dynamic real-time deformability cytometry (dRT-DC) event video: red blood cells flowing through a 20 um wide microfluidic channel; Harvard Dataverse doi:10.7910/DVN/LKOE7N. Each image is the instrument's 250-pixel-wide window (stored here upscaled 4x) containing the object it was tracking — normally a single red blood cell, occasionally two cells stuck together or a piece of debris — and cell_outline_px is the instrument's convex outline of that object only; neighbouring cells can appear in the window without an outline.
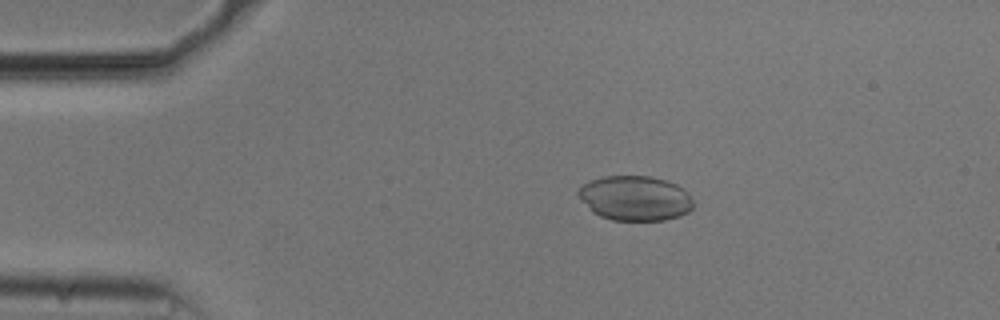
{"species": "common noctule bat (a hibernating species)", "species_latin": "Nyctalus noctula", "temperature_condition": "cold", "stored_images_in_passage": 22, "camera_frame_rate_fps": 3000, "um_per_image_px": 0.085, "animal": {"sex": "male", "body_mass_g": 20.5, "forearm_length_mm": 52.5}, "frame": {"image": 1, "passage_image": 3, "time_ms": 0.667, "image_size_px": [1000, 320], "cell_outline_px": [[692, 208], [688, 212], [680, 216], [664, 220], [612, 220], [600, 216], [592, 212], [576, 192], [584, 184], [592, 180], [604, 176], [652, 176], [668, 180], [676, 184], [688, 192], [692, 200]], "centroid_in_image_um": [54.0, 16.84], "position_along_channel_um": 31.0, "area_um2": 30.0}}
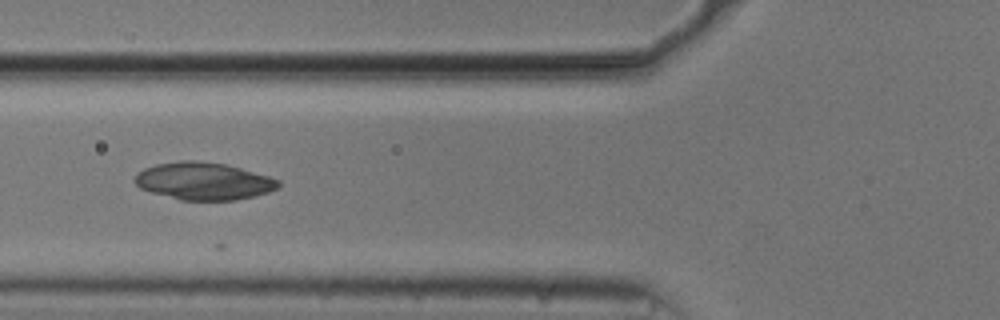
{"frame": {"image": 2, "passage_image": 13, "time_ms": 4.0, "image_size_px": [1000, 320], "cell_outline_px": [[280, 184], [276, 188], [268, 192], [256, 196], [236, 200], [180, 200], [152, 192], [140, 188], [132, 180], [136, 172], [144, 168], [156, 164], [180, 160], [196, 160], [224, 164], [240, 168], [268, 176], [280, 180]], "centroid_in_image_um": [17.27, 15.39], "position_along_channel_um": 108.5, "area_um2": 31.39}}
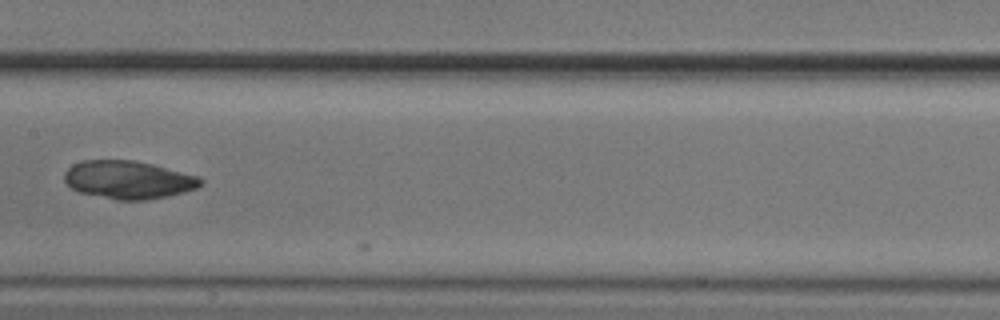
{"frame": {"image": 3, "passage_image": 20, "time_ms": 6.333, "image_size_px": [1000, 320], "cell_outline_px": [[204, 180], [196, 188], [184, 192], [168, 196], [148, 200], [116, 200], [80, 192], [72, 188], [64, 180], [64, 172], [72, 164], [80, 160], [132, 160], [152, 164], [196, 176]], "centroid_in_image_um": [10.87, 15.28], "position_along_channel_um": 196.5, "area_um2": 30.06}}